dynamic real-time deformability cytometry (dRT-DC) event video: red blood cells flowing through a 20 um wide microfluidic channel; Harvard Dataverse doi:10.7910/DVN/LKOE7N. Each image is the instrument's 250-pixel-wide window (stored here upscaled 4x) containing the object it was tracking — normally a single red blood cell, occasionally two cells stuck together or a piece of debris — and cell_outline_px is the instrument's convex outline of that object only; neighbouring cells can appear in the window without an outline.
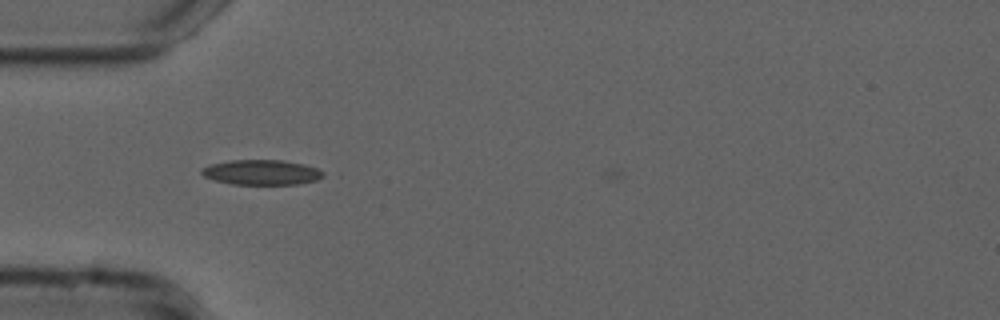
{"species": "common noctule bat (a hibernating species)", "species_latin": "Nyctalus noctula", "temperature_condition": "cold", "stored_images_in_passage": 42, "camera_frame_rate_fps": 3000, "um_per_image_px": 0.085, "animal": {"sex": "male", "forearm_length_mm": 52.5}, "frame": {"image": 1, "passage_image": 4, "time_ms": 1.0, "image_size_px": [1000, 320], "cell_outline_px": [[324, 176], [316, 180], [300, 184], [232, 184], [216, 180], [204, 176], [200, 172], [200, 168], [212, 164], [228, 160], [284, 160], [316, 168], [324, 172]], "centroid_in_image_um": [22.22, 14.64], "position_along_channel_um": 62.8, "area_um2": 17.63}}
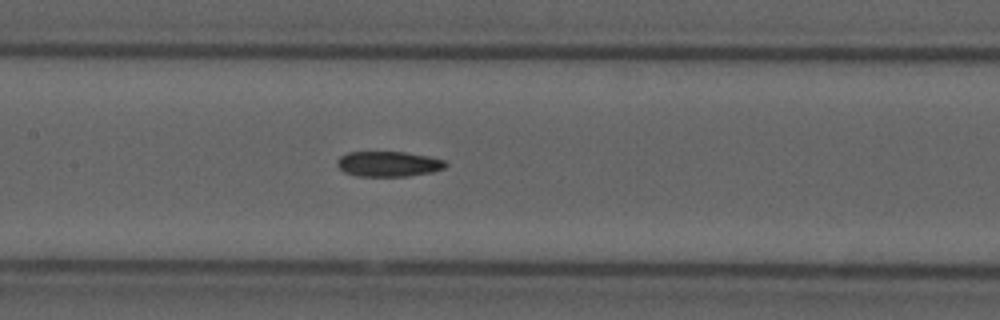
{"frame": {"image": 2, "passage_image": 13, "time_ms": 4.0, "image_size_px": [1000, 320], "cell_outline_px": [[448, 164], [444, 168], [432, 172], [408, 176], [356, 176], [344, 172], [336, 164], [336, 160], [340, 156], [348, 152], [404, 152], [428, 156], [444, 160]], "centroid_in_image_um": [33.0, 13.93], "position_along_channel_um": 174.4, "area_um2": 16.01}}
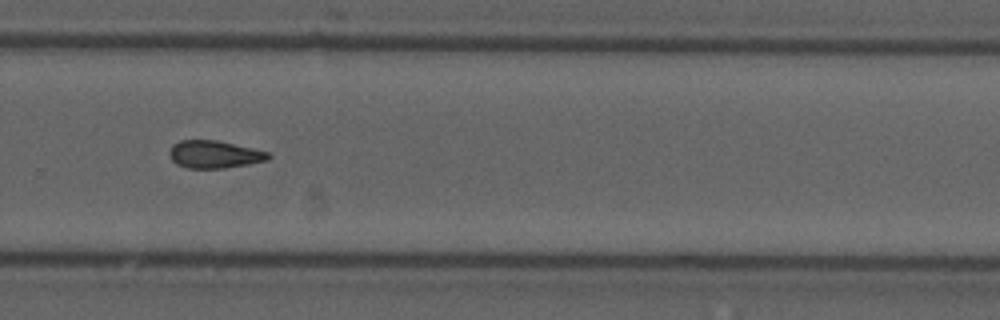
{"frame": {"image": 3, "passage_image": 24, "time_ms": 7.667, "image_size_px": [1000, 320], "cell_outline_px": [[272, 156], [268, 160], [248, 164], [224, 168], [188, 168], [176, 164], [172, 160], [168, 152], [172, 144], [180, 140], [216, 140], [268, 152]], "centroid_in_image_um": [18.19, 13.12], "position_along_channel_um": 311.6, "area_um2": 15.84}}